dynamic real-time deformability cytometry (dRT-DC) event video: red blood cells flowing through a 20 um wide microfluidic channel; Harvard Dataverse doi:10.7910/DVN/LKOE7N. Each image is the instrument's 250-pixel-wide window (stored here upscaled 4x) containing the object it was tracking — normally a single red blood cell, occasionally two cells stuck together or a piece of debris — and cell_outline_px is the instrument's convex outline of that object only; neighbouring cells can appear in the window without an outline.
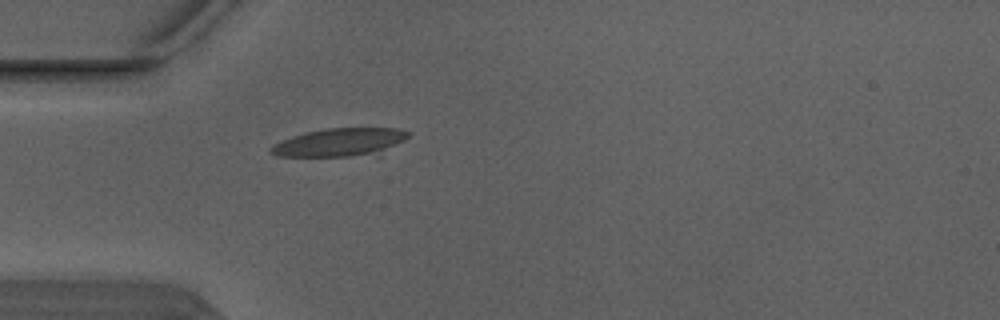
{"species": "Egyptian fruit bat (a non-hibernating species)", "species_latin": "Rousettus aegyptiacus", "temperature_condition": "warm", "stored_images_in_passage": 1, "camera_frame_rate_fps": 3000, "um_per_image_px": 0.085, "animal": {"sex": "male"}, "frame": {"image": 1, "passage_image": 1, "time_ms": 0.0, "image_size_px": [1000, 320], "cell_outline_px": [[412, 132], [404, 140], [380, 156], [280, 156], [268, 152], [268, 148], [272, 144], [280, 140], [292, 136], [324, 128], [396, 128]], "centroid_in_image_um": [28.94, 12.11], "position_along_channel_um": 56.1, "area_um2": 23.06}}